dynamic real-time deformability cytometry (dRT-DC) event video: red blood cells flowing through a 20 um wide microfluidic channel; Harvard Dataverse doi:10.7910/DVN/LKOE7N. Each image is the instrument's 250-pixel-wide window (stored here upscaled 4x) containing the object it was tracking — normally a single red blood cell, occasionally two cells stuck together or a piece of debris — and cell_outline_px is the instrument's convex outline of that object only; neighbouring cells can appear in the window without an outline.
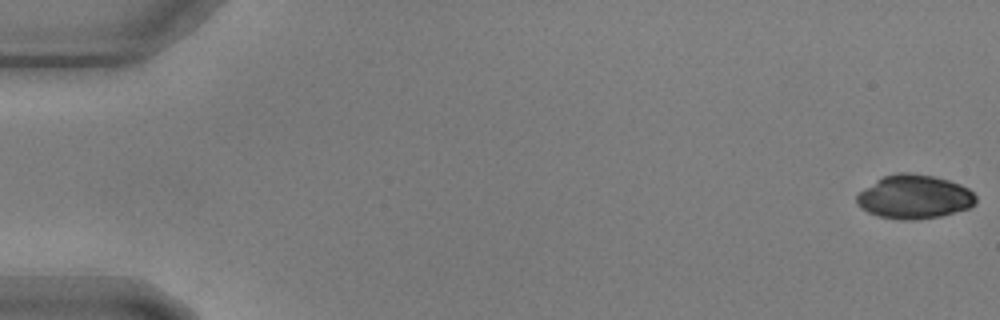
{"species": "common noctule bat (a hibernating species)", "species_latin": "Nyctalus noctula", "temperature_condition": "warm", "stored_images_in_passage": 58, "camera_frame_rate_fps": 3000, "um_per_image_px": 0.085, "animal": {"sex": "male", "body_mass_g": 17.9, "forearm_length_mm": 54.2}, "frame": {"image": 1, "passage_image": 1, "time_ms": 0.0, "image_size_px": [1000, 320], "cell_outline_px": [[976, 204], [968, 208], [940, 216], [912, 220], [904, 220], [880, 216], [868, 212], [860, 208], [856, 204], [856, 196], [864, 188], [876, 180], [884, 176], [896, 172], [908, 172], [932, 176], [948, 180], [960, 184], [968, 188], [976, 196]], "centroid_in_image_um": [77.7, 16.72], "position_along_channel_um": 7.3, "area_um2": 30.35}}
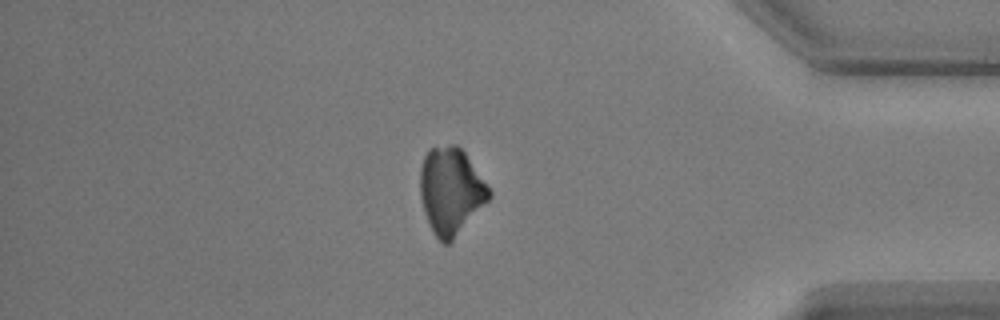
{"frame": {"image": 2, "passage_image": 50, "time_ms": 16.333, "image_size_px": [1000, 320], "cell_outline_px": [[492, 196], [452, 240], [448, 244], [444, 244], [432, 232], [428, 224], [424, 212], [420, 196], [420, 168], [424, 156], [428, 148], [448, 144], [456, 144], [464, 152], [492, 192]], "centroid_in_image_um": [38.29, 16.21], "position_along_channel_um": 396.9, "area_um2": 34.62}}
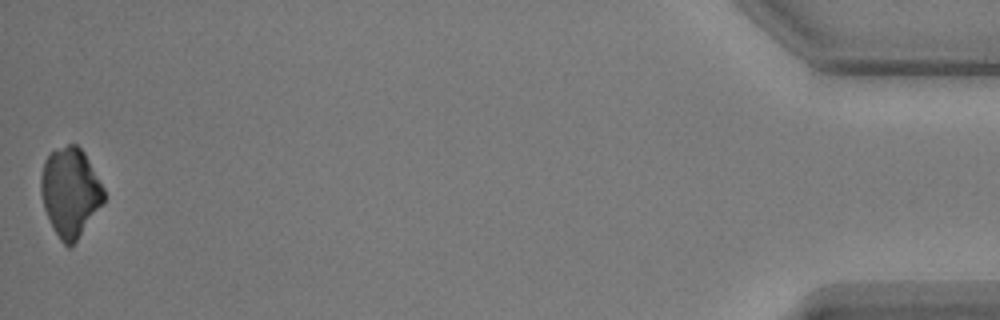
{"frame": {"image": 3, "passage_image": 58, "time_ms": 19.0, "image_size_px": [1000, 320], "cell_outline_px": [[104, 200], [76, 240], [68, 248], [60, 240], [44, 208], [40, 192], [40, 176], [44, 160], [52, 152], [68, 144], [76, 144], [84, 152], [104, 188]], "centroid_in_image_um": [5.95, 16.3], "position_along_channel_um": 429.3, "area_um2": 31.96}}